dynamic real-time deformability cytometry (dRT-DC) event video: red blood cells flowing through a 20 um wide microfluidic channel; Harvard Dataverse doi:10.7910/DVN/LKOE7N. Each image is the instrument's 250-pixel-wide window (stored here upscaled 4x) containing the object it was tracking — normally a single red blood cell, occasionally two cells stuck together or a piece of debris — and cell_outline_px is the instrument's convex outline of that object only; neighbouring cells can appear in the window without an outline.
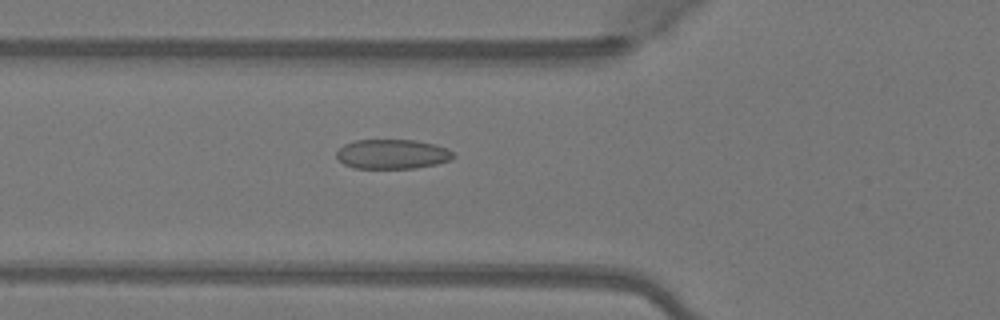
{"species": "Egyptian fruit bat (a non-hibernating species)", "species_latin": "Rousettus aegyptiacus", "temperature_condition": "warm", "stored_images_in_passage": 41, "camera_frame_rate_fps": 3000, "um_per_image_px": 0.085, "animal": {"sex": "female"}, "frame": {"image": 1, "passage_image": 9, "time_ms": 2.667, "image_size_px": [1000, 320], "cell_outline_px": [[456, 156], [448, 160], [436, 164], [416, 168], [352, 168], [344, 164], [336, 156], [336, 152], [344, 144], [356, 140], [416, 140], [436, 144], [448, 148]], "centroid_in_image_um": [33.35, 13.09], "position_along_channel_um": 92.4, "area_um2": 20.17}}
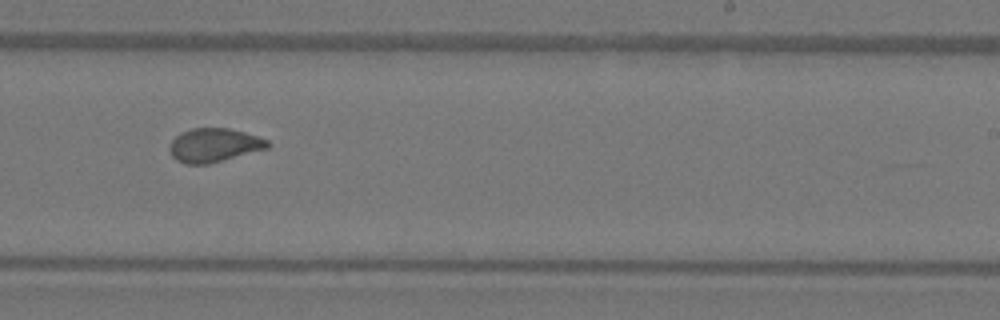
{"frame": {"image": 2, "passage_image": 22, "time_ms": 7.0, "image_size_px": [1000, 320], "cell_outline_px": [[272, 144], [268, 148], [208, 164], [184, 164], [176, 160], [172, 156], [168, 148], [172, 140], [180, 132], [192, 128], [228, 128], [244, 132], [268, 140]], "centroid_in_image_um": [18.17, 12.34], "position_along_channel_um": 270.8, "area_um2": 19.31}}
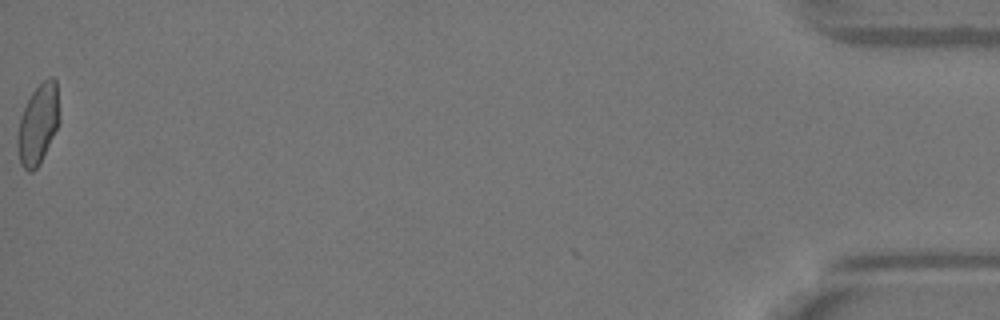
{"frame": {"image": 3, "passage_image": 41, "time_ms": 13.333, "image_size_px": [1000, 320], "cell_outline_px": [[60, 120], [40, 164], [32, 172], [28, 172], [20, 164], [16, 144], [16, 140], [20, 116], [32, 92], [48, 76], [52, 76], [56, 80], [60, 112]], "centroid_in_image_um": [3.23, 10.56], "position_along_channel_um": 432.0, "area_um2": 19.71}, "authors_computed_cell_mechanics": {"area_um2": 19.652, "velocity_mm_per_s": 4.1035, "shape_relaxation_time_tau1_ms": 5.9755, "shape_relaxation_time_tau2_ms": 0.7221, "deformation_change_tau1": 0.1581, "deformation_change_tau2": 0.0599}}